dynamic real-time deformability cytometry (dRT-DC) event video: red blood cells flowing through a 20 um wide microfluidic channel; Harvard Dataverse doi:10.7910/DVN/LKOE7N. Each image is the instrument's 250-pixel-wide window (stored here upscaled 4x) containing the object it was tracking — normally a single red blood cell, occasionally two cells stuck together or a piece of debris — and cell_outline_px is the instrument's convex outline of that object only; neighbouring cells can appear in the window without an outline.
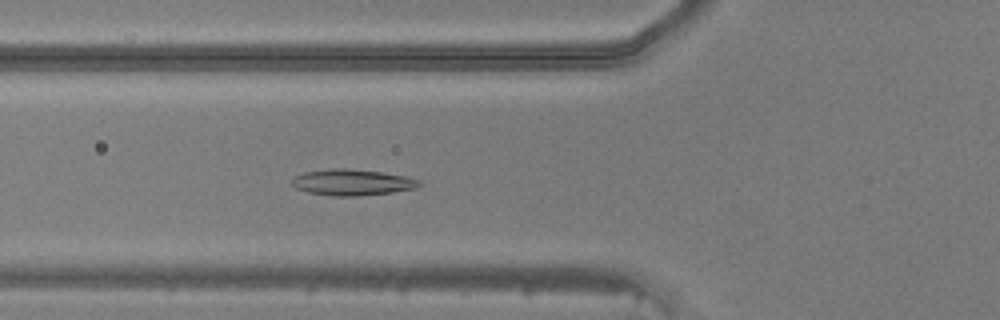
{"species": "common noctule bat (a hibernating species)", "species_latin": "Nyctalus noctula", "temperature_condition": "warm", "stored_images_in_passage": 48, "camera_frame_rate_fps": 3000, "um_per_image_px": 0.085, "animal": {"sex": "male", "body_mass_g": 20.5, "forearm_length_mm": 52.5}, "frame": {"image": 1, "passage_image": 18, "time_ms": 5.667, "image_size_px": [1000, 320], "cell_outline_px": [[424, 184], [416, 188], [392, 192], [356, 196], [332, 196], [308, 192], [296, 188], [292, 184], [292, 180], [296, 176], [304, 172], [332, 168], [344, 168], [380, 172], [408, 176], [420, 180]], "centroid_in_image_um": [29.98, 15.5], "position_along_channel_um": 95.8, "area_um2": 19.36}}
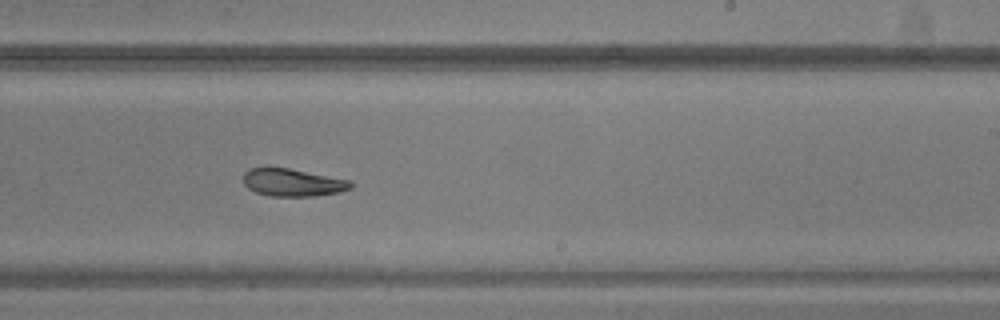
{"frame": {"image": 2, "passage_image": 30, "time_ms": 9.667, "image_size_px": [1000, 320], "cell_outline_px": [[352, 188], [340, 192], [312, 196], [268, 196], [256, 192], [248, 188], [244, 184], [244, 172], [248, 168], [288, 168], [352, 180]], "centroid_in_image_um": [24.9, 15.51], "position_along_channel_um": 264.1, "area_um2": 17.28}}
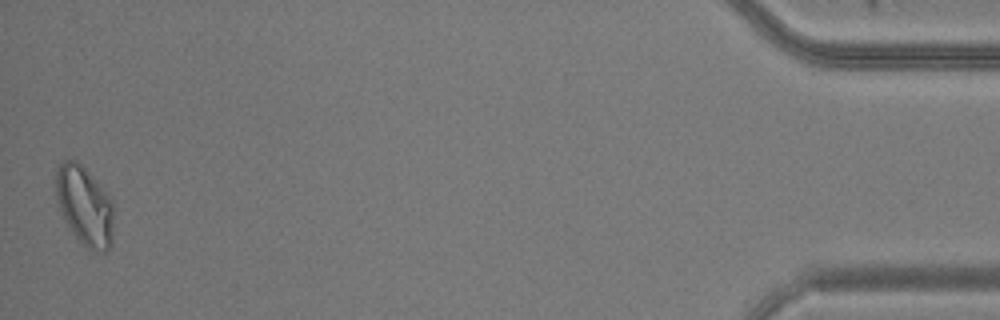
{"frame": {"image": 3, "passage_image": 48, "time_ms": 15.667, "image_size_px": [1000, 320], "cell_outline_px": [[112, 244], [104, 252], [92, 252], [72, 232], [60, 212], [56, 200], [56, 172], [60, 164], [64, 160], [76, 160], [108, 192], [112, 200]], "centroid_in_image_um": [7.19, 17.5], "position_along_channel_um": 428.0, "area_um2": 26.59}}